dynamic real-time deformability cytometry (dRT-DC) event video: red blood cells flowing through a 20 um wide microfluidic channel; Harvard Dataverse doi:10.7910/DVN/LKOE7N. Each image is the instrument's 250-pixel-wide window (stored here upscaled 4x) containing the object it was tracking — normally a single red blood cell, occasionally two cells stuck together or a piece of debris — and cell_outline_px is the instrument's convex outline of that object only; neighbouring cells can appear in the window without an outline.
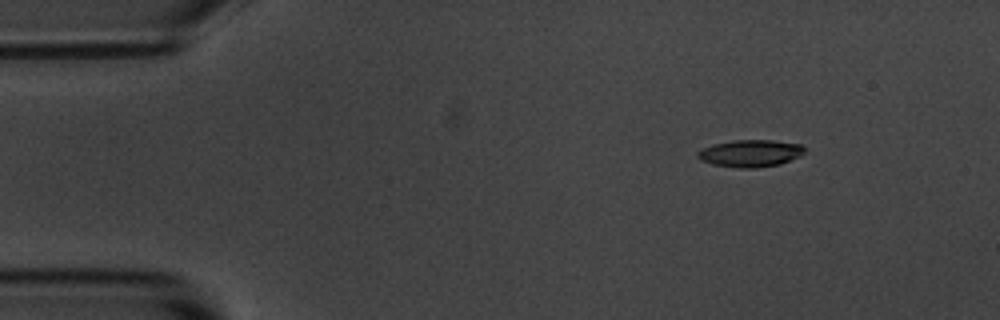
{"species": "common noctule bat (a hibernating species)", "species_latin": "Nyctalus noctula", "temperature_condition": "room temperature", "stored_images_in_passage": 14, "camera_frame_rate_fps": 3000, "um_per_image_px": 0.085, "animal": {"sex": "male", "body_mass_g": 20.1, "forearm_length_mm": 53.5}, "frame": {"image": 1, "passage_image": 2, "time_ms": 1.0, "image_size_px": [1000, 320], "cell_outline_px": [[804, 152], [800, 156], [780, 164], [752, 168], [740, 168], [712, 164], [700, 160], [696, 156], [696, 152], [712, 144], [732, 140], [772, 140], [800, 144], [804, 148]], "centroid_in_image_um": [63.75, 13.03], "position_along_channel_um": 21.3, "area_um2": 16.88}}
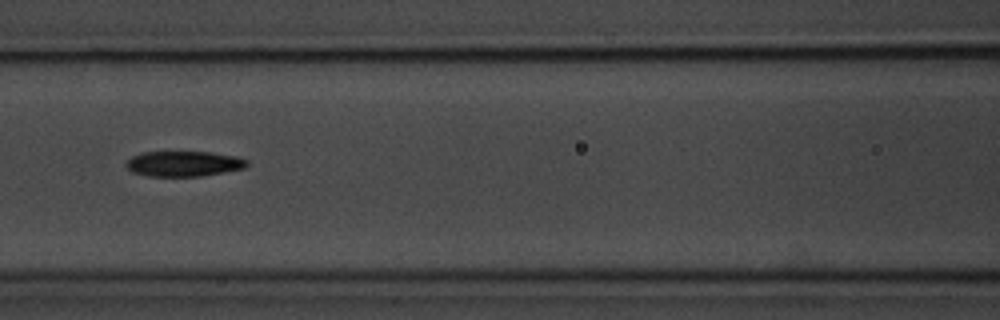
{"frame": {"image": 2, "passage_image": 6, "time_ms": 6.667, "image_size_px": [1000, 320], "cell_outline_px": [[248, 164], [244, 168], [224, 172], [200, 176], [148, 176], [132, 172], [124, 164], [132, 156], [144, 152], [208, 152], [236, 156], [248, 160]], "centroid_in_image_um": [15.61, 13.92], "position_along_channel_um": 151.0, "area_um2": 17.74}}
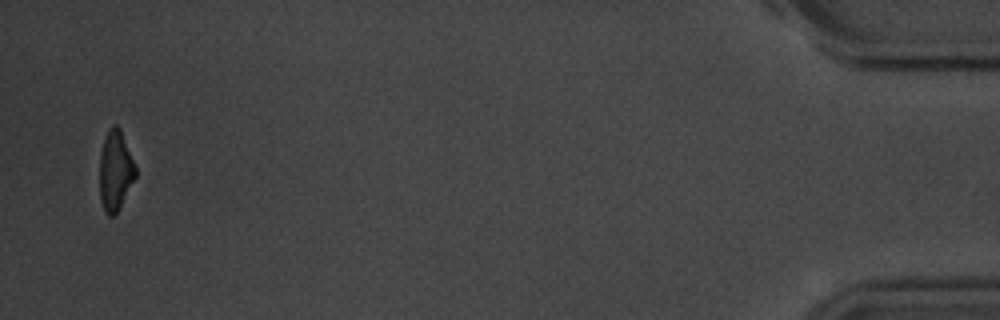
{"frame": {"image": 3, "passage_image": 14, "time_ms": 16.667, "image_size_px": [1000, 320], "cell_outline_px": [[136, 176], [116, 212], [112, 216], [108, 216], [104, 212], [100, 200], [100, 152], [108, 128], [112, 124], [116, 124], [120, 128], [136, 168]], "centroid_in_image_um": [9.78, 14.48], "position_along_channel_um": 425.4, "area_um2": 16.53}, "authors_computed_cell_mechanics": {"area_um2": 18.0914, "velocity_mm_per_s": 3.62, "shape_relaxation_time_tau1_ms": 4.1729, "shape_relaxation_time_tau2_ms": 7.3908, "deformation_change_tau1": 0.1427, "deformation_change_tau2": 0.1648}}